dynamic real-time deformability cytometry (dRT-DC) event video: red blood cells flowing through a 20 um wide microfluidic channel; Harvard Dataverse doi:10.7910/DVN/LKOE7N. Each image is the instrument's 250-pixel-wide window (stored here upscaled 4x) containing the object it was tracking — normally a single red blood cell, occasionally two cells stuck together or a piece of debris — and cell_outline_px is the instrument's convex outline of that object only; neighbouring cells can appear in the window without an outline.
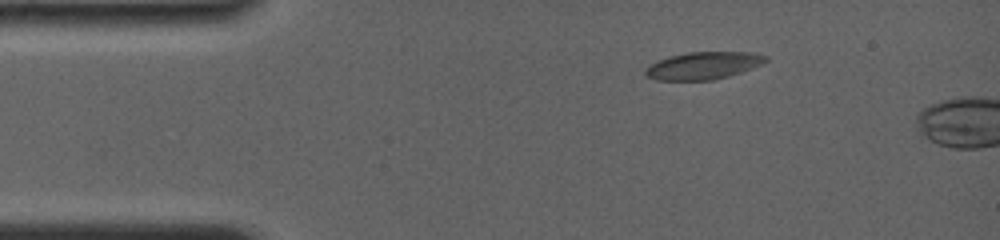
{"species": "common noctule bat (a hibernating species)", "species_latin": "Nyctalus noctula", "temperature_condition": "room temperature", "stored_images_in_passage": 54, "camera_frame_rate_fps": 4000, "um_per_image_px": 0.085, "animal": {"sex": "female", "body_mass_g": 19.0, "forearm_length_mm": 56.7}, "frame": {"image": 1, "passage_image": 1, "time_ms": 0.0, "image_size_px": [1000, 240], "cell_outline_px": [[768, 60], [764, 64], [728, 76], [712, 80], [656, 80], [648, 76], [644, 72], [644, 68], [668, 56], [688, 52], [752, 52], [768, 56]], "centroid_in_image_um": [59.81, 5.57], "position_along_channel_um": 25.2, "area_um2": 19.19}}
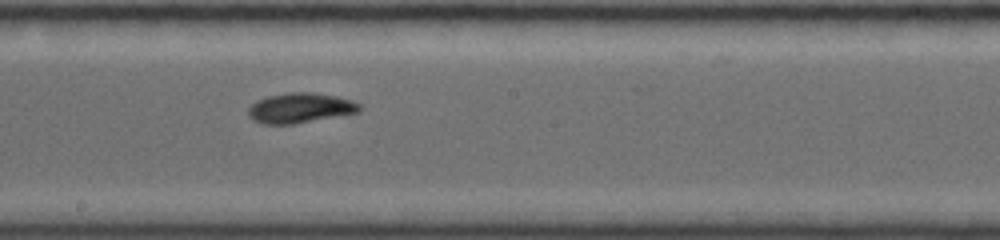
{"frame": {"image": 2, "passage_image": 27, "time_ms": 6.5, "image_size_px": [1000, 240], "cell_outline_px": [[360, 112], [292, 124], [264, 124], [252, 120], [248, 116], [248, 108], [256, 100], [268, 96], [292, 92], [312, 92], [336, 96], [352, 100], [360, 104]], "centroid_in_image_um": [25.49, 9.17], "position_along_channel_um": 222.7, "area_um2": 19.42}}
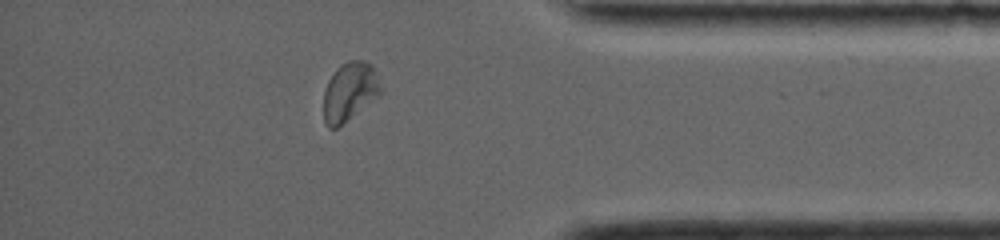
{"frame": {"image": 3, "passage_image": 47, "time_ms": 11.5, "image_size_px": [1000, 240], "cell_outline_px": [[384, 92], [380, 96], [336, 128], [328, 128], [324, 124], [324, 92], [328, 80], [336, 68], [340, 64], [348, 60], [364, 60], [372, 64], [384, 88]], "centroid_in_image_um": [29.76, 7.76], "position_along_channel_um": 405.4, "area_um2": 20.0}}